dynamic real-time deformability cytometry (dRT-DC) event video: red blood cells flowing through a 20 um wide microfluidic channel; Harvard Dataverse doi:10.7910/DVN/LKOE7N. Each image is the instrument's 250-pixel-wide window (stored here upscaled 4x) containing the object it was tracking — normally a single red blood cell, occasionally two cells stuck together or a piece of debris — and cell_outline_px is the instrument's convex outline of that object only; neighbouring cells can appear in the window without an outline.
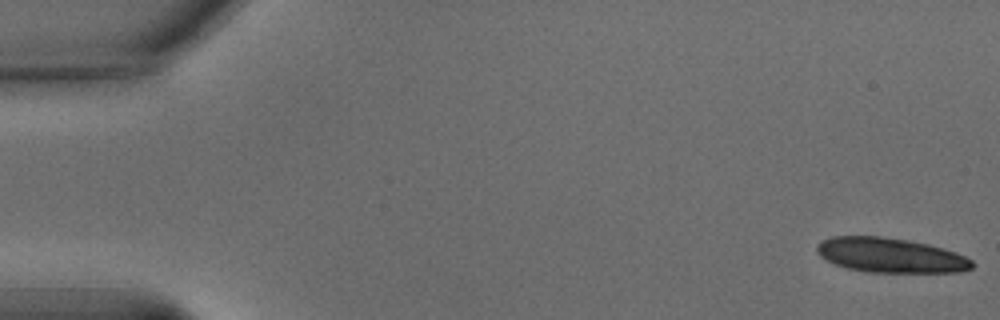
{"species": "common noctule bat (a hibernating species)", "species_latin": "Nyctalus noctula", "temperature_condition": "warm", "stored_images_in_passage": 11, "camera_frame_rate_fps": 3000, "um_per_image_px": 0.085, "animal": {"sex": "male", "body_mass_g": 15.6}, "frame": {"image": 1, "passage_image": 1, "time_ms": 0.0, "image_size_px": [1000, 320], "cell_outline_px": [[976, 264], [972, 268], [960, 272], [868, 272], [848, 268], [836, 264], [820, 256], [816, 252], [816, 248], [824, 240], [832, 236], [880, 236], [908, 240], [928, 244], [944, 248], [956, 252], [972, 260]], "centroid_in_image_um": [75.73, 21.7], "position_along_channel_um": 9.3, "area_um2": 31.27}}